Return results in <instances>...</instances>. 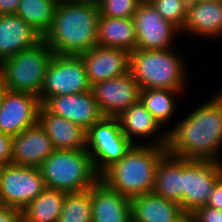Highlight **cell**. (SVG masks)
Instances as JSON below:
<instances>
[{"instance_id":"6da1fadb","label":"cell","mask_w":222,"mask_h":222,"mask_svg":"<svg viewBox=\"0 0 222 222\" xmlns=\"http://www.w3.org/2000/svg\"><path fill=\"white\" fill-rule=\"evenodd\" d=\"M222 146V90L167 132L166 152L183 159L213 160Z\"/></svg>"},{"instance_id":"7a4b0ae2","label":"cell","mask_w":222,"mask_h":222,"mask_svg":"<svg viewBox=\"0 0 222 222\" xmlns=\"http://www.w3.org/2000/svg\"><path fill=\"white\" fill-rule=\"evenodd\" d=\"M99 16L97 1L59 2L43 39L54 54L79 56L97 45Z\"/></svg>"},{"instance_id":"3957f363","label":"cell","mask_w":222,"mask_h":222,"mask_svg":"<svg viewBox=\"0 0 222 222\" xmlns=\"http://www.w3.org/2000/svg\"><path fill=\"white\" fill-rule=\"evenodd\" d=\"M161 134L152 144L133 145L118 162L99 176V180L129 199L152 193L157 165L167 153V132Z\"/></svg>"},{"instance_id":"277c9868","label":"cell","mask_w":222,"mask_h":222,"mask_svg":"<svg viewBox=\"0 0 222 222\" xmlns=\"http://www.w3.org/2000/svg\"><path fill=\"white\" fill-rule=\"evenodd\" d=\"M185 64L180 55L169 49H135L130 53L129 72L140 90L185 88Z\"/></svg>"},{"instance_id":"5b68a950","label":"cell","mask_w":222,"mask_h":222,"mask_svg":"<svg viewBox=\"0 0 222 222\" xmlns=\"http://www.w3.org/2000/svg\"><path fill=\"white\" fill-rule=\"evenodd\" d=\"M38 168L47 188L66 193L88 190L99 180L87 149L55 150Z\"/></svg>"},{"instance_id":"8992f818","label":"cell","mask_w":222,"mask_h":222,"mask_svg":"<svg viewBox=\"0 0 222 222\" xmlns=\"http://www.w3.org/2000/svg\"><path fill=\"white\" fill-rule=\"evenodd\" d=\"M54 52L42 38L31 47L0 62V81L9 91L40 96Z\"/></svg>"},{"instance_id":"52a82bcc","label":"cell","mask_w":222,"mask_h":222,"mask_svg":"<svg viewBox=\"0 0 222 222\" xmlns=\"http://www.w3.org/2000/svg\"><path fill=\"white\" fill-rule=\"evenodd\" d=\"M134 145L122 132L116 117H103L87 130L86 149L100 176Z\"/></svg>"},{"instance_id":"ba28073f","label":"cell","mask_w":222,"mask_h":222,"mask_svg":"<svg viewBox=\"0 0 222 222\" xmlns=\"http://www.w3.org/2000/svg\"><path fill=\"white\" fill-rule=\"evenodd\" d=\"M91 90L80 56L54 54L46 73L39 99L43 105L50 97L78 94Z\"/></svg>"},{"instance_id":"9c48e42d","label":"cell","mask_w":222,"mask_h":222,"mask_svg":"<svg viewBox=\"0 0 222 222\" xmlns=\"http://www.w3.org/2000/svg\"><path fill=\"white\" fill-rule=\"evenodd\" d=\"M221 178L222 162L183 159V197L179 205L185 214H192L206 206Z\"/></svg>"},{"instance_id":"30bf717a","label":"cell","mask_w":222,"mask_h":222,"mask_svg":"<svg viewBox=\"0 0 222 222\" xmlns=\"http://www.w3.org/2000/svg\"><path fill=\"white\" fill-rule=\"evenodd\" d=\"M46 184L38 167L5 165L0 172V204L22 211Z\"/></svg>"},{"instance_id":"8fae6325","label":"cell","mask_w":222,"mask_h":222,"mask_svg":"<svg viewBox=\"0 0 222 222\" xmlns=\"http://www.w3.org/2000/svg\"><path fill=\"white\" fill-rule=\"evenodd\" d=\"M133 20L137 37L136 49H169L173 37L180 32L176 26L166 21L148 0L139 4Z\"/></svg>"},{"instance_id":"7c38bea8","label":"cell","mask_w":222,"mask_h":222,"mask_svg":"<svg viewBox=\"0 0 222 222\" xmlns=\"http://www.w3.org/2000/svg\"><path fill=\"white\" fill-rule=\"evenodd\" d=\"M38 96L6 90L0 106V132L15 137L38 121Z\"/></svg>"},{"instance_id":"4fadbf2b","label":"cell","mask_w":222,"mask_h":222,"mask_svg":"<svg viewBox=\"0 0 222 222\" xmlns=\"http://www.w3.org/2000/svg\"><path fill=\"white\" fill-rule=\"evenodd\" d=\"M91 90L104 117H117L140 99V87L130 72L95 83Z\"/></svg>"},{"instance_id":"5bb4252c","label":"cell","mask_w":222,"mask_h":222,"mask_svg":"<svg viewBox=\"0 0 222 222\" xmlns=\"http://www.w3.org/2000/svg\"><path fill=\"white\" fill-rule=\"evenodd\" d=\"M79 56L91 86L129 73L130 53L126 50L96 45Z\"/></svg>"},{"instance_id":"9a60e30c","label":"cell","mask_w":222,"mask_h":222,"mask_svg":"<svg viewBox=\"0 0 222 222\" xmlns=\"http://www.w3.org/2000/svg\"><path fill=\"white\" fill-rule=\"evenodd\" d=\"M43 106L52 114L88 130L94 123L100 121L101 113L92 90L88 92L50 97Z\"/></svg>"},{"instance_id":"2e32d148","label":"cell","mask_w":222,"mask_h":222,"mask_svg":"<svg viewBox=\"0 0 222 222\" xmlns=\"http://www.w3.org/2000/svg\"><path fill=\"white\" fill-rule=\"evenodd\" d=\"M12 164L39 167L56 149L37 122L12 139Z\"/></svg>"},{"instance_id":"e0dca14e","label":"cell","mask_w":222,"mask_h":222,"mask_svg":"<svg viewBox=\"0 0 222 222\" xmlns=\"http://www.w3.org/2000/svg\"><path fill=\"white\" fill-rule=\"evenodd\" d=\"M56 150L86 149L87 130L63 117L50 113L43 105L38 121Z\"/></svg>"},{"instance_id":"ac0fdd59","label":"cell","mask_w":222,"mask_h":222,"mask_svg":"<svg viewBox=\"0 0 222 222\" xmlns=\"http://www.w3.org/2000/svg\"><path fill=\"white\" fill-rule=\"evenodd\" d=\"M92 222H126L131 217V201L98 180L90 188Z\"/></svg>"},{"instance_id":"d6986e66","label":"cell","mask_w":222,"mask_h":222,"mask_svg":"<svg viewBox=\"0 0 222 222\" xmlns=\"http://www.w3.org/2000/svg\"><path fill=\"white\" fill-rule=\"evenodd\" d=\"M42 38L18 15H0V62L33 46Z\"/></svg>"},{"instance_id":"ffe728a7","label":"cell","mask_w":222,"mask_h":222,"mask_svg":"<svg viewBox=\"0 0 222 222\" xmlns=\"http://www.w3.org/2000/svg\"><path fill=\"white\" fill-rule=\"evenodd\" d=\"M208 38L222 35V0L188 4L187 17L181 30Z\"/></svg>"},{"instance_id":"44dd1931","label":"cell","mask_w":222,"mask_h":222,"mask_svg":"<svg viewBox=\"0 0 222 222\" xmlns=\"http://www.w3.org/2000/svg\"><path fill=\"white\" fill-rule=\"evenodd\" d=\"M133 222H177L185 215L179 203L152 193L130 199Z\"/></svg>"},{"instance_id":"7402d4cb","label":"cell","mask_w":222,"mask_h":222,"mask_svg":"<svg viewBox=\"0 0 222 222\" xmlns=\"http://www.w3.org/2000/svg\"><path fill=\"white\" fill-rule=\"evenodd\" d=\"M97 45L123 49L131 53L137 47L133 17L110 18L99 16L97 23Z\"/></svg>"},{"instance_id":"603a6c76","label":"cell","mask_w":222,"mask_h":222,"mask_svg":"<svg viewBox=\"0 0 222 222\" xmlns=\"http://www.w3.org/2000/svg\"><path fill=\"white\" fill-rule=\"evenodd\" d=\"M155 195L180 203L183 197V158L165 154L157 165L152 191Z\"/></svg>"},{"instance_id":"cb8c5ba5","label":"cell","mask_w":222,"mask_h":222,"mask_svg":"<svg viewBox=\"0 0 222 222\" xmlns=\"http://www.w3.org/2000/svg\"><path fill=\"white\" fill-rule=\"evenodd\" d=\"M116 118L123 134L134 144V138H148L155 135L162 127L140 100L120 113Z\"/></svg>"},{"instance_id":"d4e9b609","label":"cell","mask_w":222,"mask_h":222,"mask_svg":"<svg viewBox=\"0 0 222 222\" xmlns=\"http://www.w3.org/2000/svg\"><path fill=\"white\" fill-rule=\"evenodd\" d=\"M65 193L46 188L22 210V222H58Z\"/></svg>"},{"instance_id":"484cf974","label":"cell","mask_w":222,"mask_h":222,"mask_svg":"<svg viewBox=\"0 0 222 222\" xmlns=\"http://www.w3.org/2000/svg\"><path fill=\"white\" fill-rule=\"evenodd\" d=\"M57 5L55 0H20L15 15L43 37L52 25Z\"/></svg>"},{"instance_id":"4316f807","label":"cell","mask_w":222,"mask_h":222,"mask_svg":"<svg viewBox=\"0 0 222 222\" xmlns=\"http://www.w3.org/2000/svg\"><path fill=\"white\" fill-rule=\"evenodd\" d=\"M181 93L179 90L170 89H145L140 90V101L145 108L163 126L175 113V95ZM175 96V97H174Z\"/></svg>"},{"instance_id":"83f0119b","label":"cell","mask_w":222,"mask_h":222,"mask_svg":"<svg viewBox=\"0 0 222 222\" xmlns=\"http://www.w3.org/2000/svg\"><path fill=\"white\" fill-rule=\"evenodd\" d=\"M58 222H92L90 189L65 193Z\"/></svg>"},{"instance_id":"f1b7e54d","label":"cell","mask_w":222,"mask_h":222,"mask_svg":"<svg viewBox=\"0 0 222 222\" xmlns=\"http://www.w3.org/2000/svg\"><path fill=\"white\" fill-rule=\"evenodd\" d=\"M158 13L166 20L176 26L180 32L184 26L188 1L186 0H148Z\"/></svg>"},{"instance_id":"f546056e","label":"cell","mask_w":222,"mask_h":222,"mask_svg":"<svg viewBox=\"0 0 222 222\" xmlns=\"http://www.w3.org/2000/svg\"><path fill=\"white\" fill-rule=\"evenodd\" d=\"M143 0H97L99 15L110 18H131Z\"/></svg>"},{"instance_id":"4dcf8cb0","label":"cell","mask_w":222,"mask_h":222,"mask_svg":"<svg viewBox=\"0 0 222 222\" xmlns=\"http://www.w3.org/2000/svg\"><path fill=\"white\" fill-rule=\"evenodd\" d=\"M195 222H222V210L204 206L192 213Z\"/></svg>"},{"instance_id":"1f68e13d","label":"cell","mask_w":222,"mask_h":222,"mask_svg":"<svg viewBox=\"0 0 222 222\" xmlns=\"http://www.w3.org/2000/svg\"><path fill=\"white\" fill-rule=\"evenodd\" d=\"M12 139L13 137L0 132V164H12Z\"/></svg>"},{"instance_id":"d6a6232c","label":"cell","mask_w":222,"mask_h":222,"mask_svg":"<svg viewBox=\"0 0 222 222\" xmlns=\"http://www.w3.org/2000/svg\"><path fill=\"white\" fill-rule=\"evenodd\" d=\"M0 222H22V211L0 204Z\"/></svg>"},{"instance_id":"836d02e7","label":"cell","mask_w":222,"mask_h":222,"mask_svg":"<svg viewBox=\"0 0 222 222\" xmlns=\"http://www.w3.org/2000/svg\"><path fill=\"white\" fill-rule=\"evenodd\" d=\"M207 206L222 210V178L214 186L207 202Z\"/></svg>"},{"instance_id":"e575fe53","label":"cell","mask_w":222,"mask_h":222,"mask_svg":"<svg viewBox=\"0 0 222 222\" xmlns=\"http://www.w3.org/2000/svg\"><path fill=\"white\" fill-rule=\"evenodd\" d=\"M20 0H0V15L15 14Z\"/></svg>"},{"instance_id":"d590c367","label":"cell","mask_w":222,"mask_h":222,"mask_svg":"<svg viewBox=\"0 0 222 222\" xmlns=\"http://www.w3.org/2000/svg\"><path fill=\"white\" fill-rule=\"evenodd\" d=\"M177 222H195V220L192 214H185Z\"/></svg>"},{"instance_id":"8d00e7d4","label":"cell","mask_w":222,"mask_h":222,"mask_svg":"<svg viewBox=\"0 0 222 222\" xmlns=\"http://www.w3.org/2000/svg\"><path fill=\"white\" fill-rule=\"evenodd\" d=\"M6 90H7V88L0 81V106H1V102H2V99H3V96L6 92Z\"/></svg>"},{"instance_id":"74e56055","label":"cell","mask_w":222,"mask_h":222,"mask_svg":"<svg viewBox=\"0 0 222 222\" xmlns=\"http://www.w3.org/2000/svg\"><path fill=\"white\" fill-rule=\"evenodd\" d=\"M188 3H197V2H202V1H208V0H186Z\"/></svg>"},{"instance_id":"f35d334b","label":"cell","mask_w":222,"mask_h":222,"mask_svg":"<svg viewBox=\"0 0 222 222\" xmlns=\"http://www.w3.org/2000/svg\"><path fill=\"white\" fill-rule=\"evenodd\" d=\"M126 222H133L132 217H130Z\"/></svg>"}]
</instances>
